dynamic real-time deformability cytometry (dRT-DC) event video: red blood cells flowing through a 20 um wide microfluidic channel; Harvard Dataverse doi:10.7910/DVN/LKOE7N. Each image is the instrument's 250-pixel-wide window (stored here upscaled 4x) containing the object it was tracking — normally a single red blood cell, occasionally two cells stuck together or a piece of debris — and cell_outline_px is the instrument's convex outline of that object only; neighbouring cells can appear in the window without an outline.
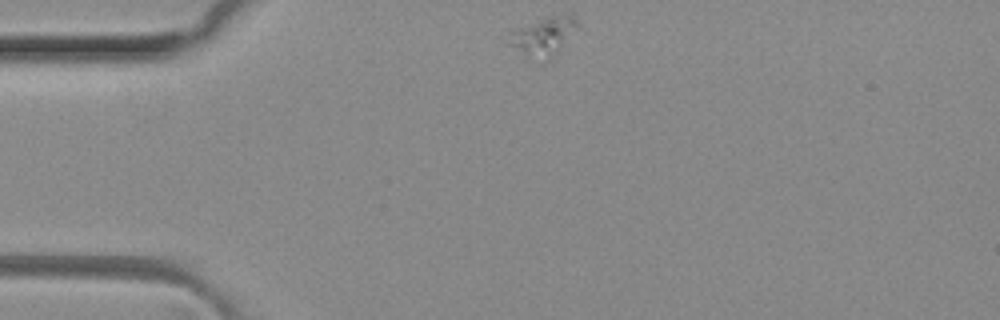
{"species": "common noctule bat (a hibernating species)", "species_latin": "Nyctalus noctula", "temperature_condition": "room temperature", "stored_images_in_passage": 31, "camera_frame_rate_fps": 3000, "um_per_image_px": 0.085, "animal": {"sex": "female", "body_mass_g": 29.2, "forearm_length_mm": 56.3}, "frame": {"image": 1, "passage_image": 1, "time_ms": 0.0, "image_size_px": [1000, 320], "cell_outline_px": [[580, 28], [556, 56], [552, 60], [544, 64], [528, 60], [504, 44], [512, 32], [552, 16], [572, 12], [580, 24]], "centroid_in_image_um": [46.25, 3.21], "position_along_channel_um": 38.8, "area_um2": 16.53}}
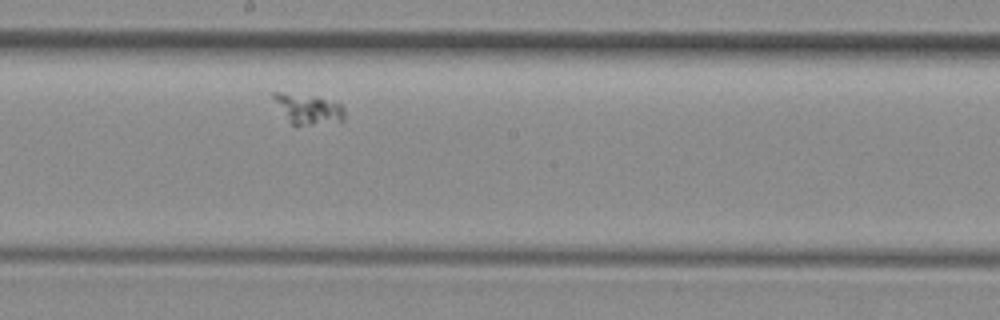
{"frame": {"image": 2, "passage_image": 18, "time_ms": 5.667, "image_size_px": [1000, 320], "cell_outline_px": [[344, 120], [312, 124], [292, 124], [288, 120], [272, 96], [272, 92], [280, 92], [316, 96], [340, 104], [344, 108]], "centroid_in_image_um": [26.2, 9.24], "position_along_channel_um": 222.0, "area_um2": 11.96}}
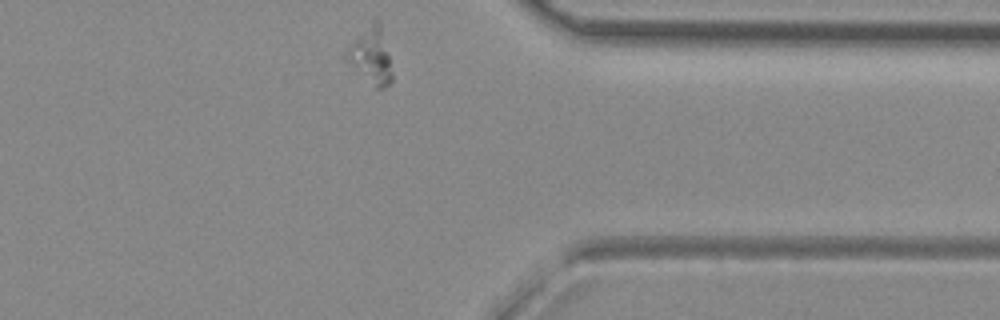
{"frame": {"image": 3, "passage_image": 31, "time_ms": 10.0, "image_size_px": [1000, 320], "cell_outline_px": [[392, 80], [384, 88], [376, 88], [344, 56], [348, 48], [376, 20], [380, 20], [392, 72]], "centroid_in_image_um": [31.59, 4.78], "position_along_channel_um": 379.8, "area_um2": 13.64}}